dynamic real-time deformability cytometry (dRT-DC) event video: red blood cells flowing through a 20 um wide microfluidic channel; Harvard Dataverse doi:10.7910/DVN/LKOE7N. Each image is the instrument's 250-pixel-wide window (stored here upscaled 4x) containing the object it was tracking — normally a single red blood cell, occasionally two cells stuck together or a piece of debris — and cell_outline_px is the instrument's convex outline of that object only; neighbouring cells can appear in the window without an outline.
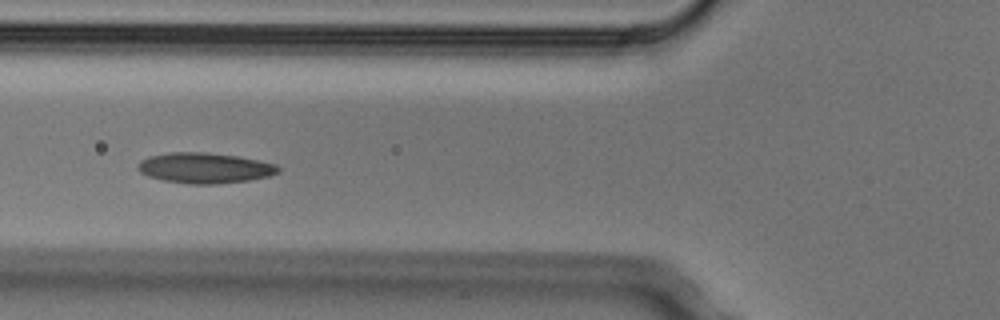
{"species": "Egyptian fruit bat (a non-hibernating species)", "species_latin": "Rousettus aegyptiacus", "temperature_condition": "cold", "stored_images_in_passage": 9, "camera_frame_rate_fps": 3000, "um_per_image_px": 0.085, "animal": {"sex": "male"}, "frame": {"image": 1, "passage_image": 4, "time_ms": 1.0, "image_size_px": [1000, 320], "cell_outline_px": [[280, 172], [268, 176], [248, 180], [216, 184], [188, 184], [164, 180], [148, 176], [140, 172], [136, 168], [136, 164], [140, 160], [148, 156], [168, 152], [208, 152], [236, 156], [276, 164], [280, 168]], "centroid_in_image_um": [17.35, 14.27], "position_along_channel_um": 108.5, "area_um2": 25.03}}
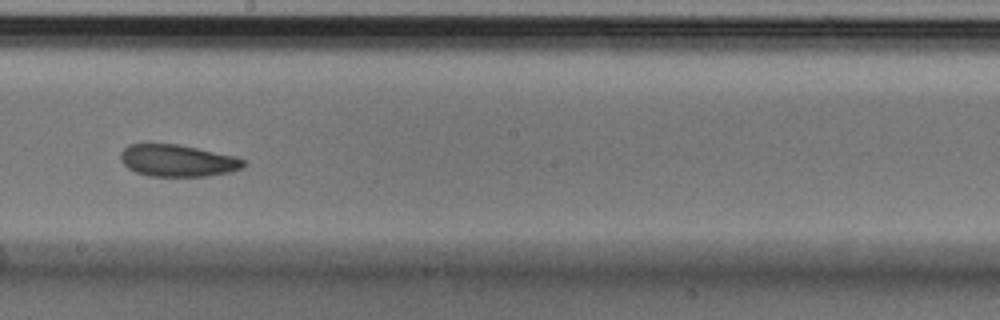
{"frame": {"image": 2, "passage_image": 7, "time_ms": 2.0, "image_size_px": [1000, 320], "cell_outline_px": [[248, 164], [244, 168], [228, 172], [208, 176], [148, 176], [136, 172], [128, 168], [120, 160], [120, 152], [128, 144], [176, 144], [236, 156], [248, 160]], "centroid_in_image_um": [15.13, 13.66], "position_along_channel_um": 233.1, "area_um2": 23.06}}
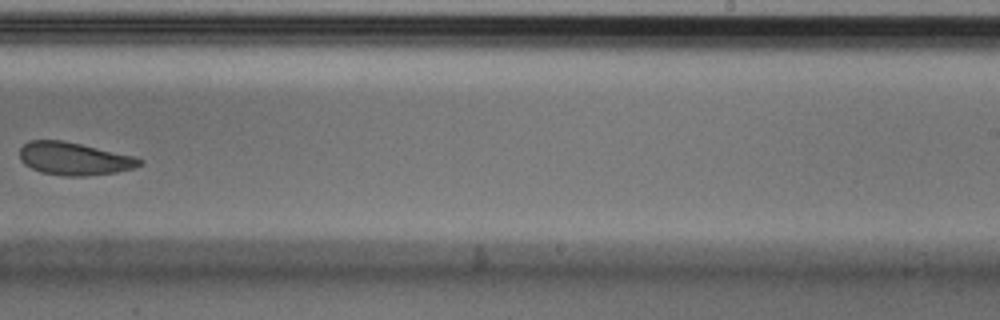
{"frame": {"image": 3, "passage_image": 8, "time_ms": 2.333, "image_size_px": [1000, 320], "cell_outline_px": [[144, 164], [132, 168], [116, 172], [88, 176], [64, 176], [40, 172], [24, 164], [20, 160], [20, 148], [28, 140], [64, 140], [136, 156], [144, 160]], "centroid_in_image_um": [6.32, 13.48], "position_along_channel_um": 282.7, "area_um2": 23.18}}